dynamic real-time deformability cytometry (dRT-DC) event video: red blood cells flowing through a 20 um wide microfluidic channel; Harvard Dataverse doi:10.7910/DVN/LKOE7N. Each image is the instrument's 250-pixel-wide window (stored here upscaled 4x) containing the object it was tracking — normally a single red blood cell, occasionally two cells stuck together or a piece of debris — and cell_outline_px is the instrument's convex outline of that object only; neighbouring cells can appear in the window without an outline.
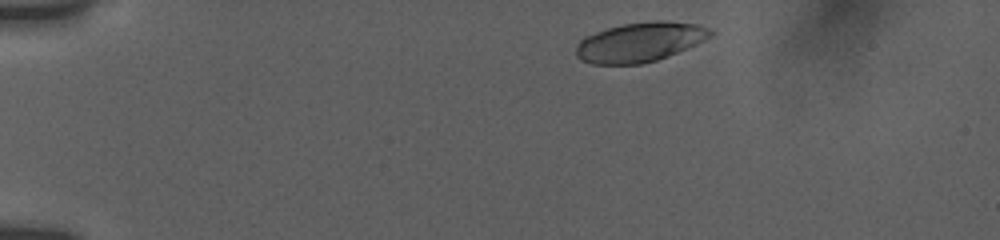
{"species": "human", "species_latin": "Homo sapiens", "temperature_condition": "room temperature", "stored_images_in_passage": 7, "camera_frame_rate_fps": 3000, "um_per_image_px": 0.085, "donor": {"sex": "female"}, "frame": {"image": 1, "passage_image": 2, "time_ms": 0.667, "image_size_px": [1000, 240], "cell_outline_px": [[716, 32], [712, 36], [696, 44], [668, 56], [656, 60], [640, 64], [592, 64], [580, 60], [576, 56], [576, 44], [584, 36], [608, 28], [624, 24], [652, 20], [668, 20], [696, 24], [708, 28]], "centroid_in_image_um": [54.39, 3.57], "position_along_channel_um": 30.6, "area_um2": 31.1}}